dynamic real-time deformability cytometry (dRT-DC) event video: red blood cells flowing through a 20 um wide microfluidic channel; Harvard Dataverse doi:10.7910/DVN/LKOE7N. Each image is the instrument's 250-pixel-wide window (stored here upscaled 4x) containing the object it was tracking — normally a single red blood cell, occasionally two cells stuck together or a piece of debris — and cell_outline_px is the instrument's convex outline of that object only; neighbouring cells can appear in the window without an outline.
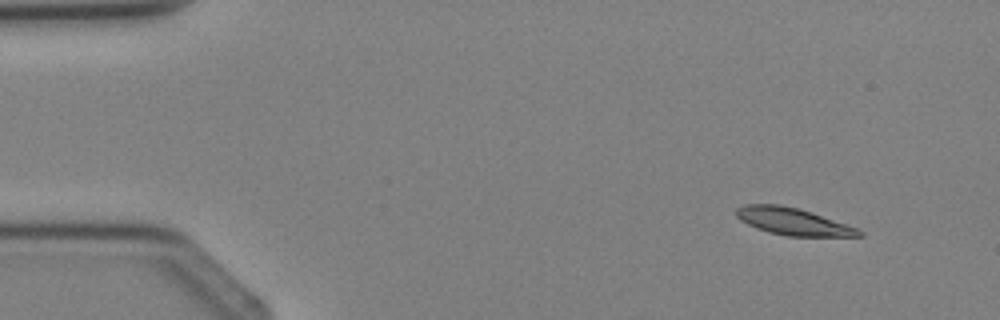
{"species": "Egyptian fruit bat (a non-hibernating species)", "species_latin": "Rousettus aegyptiacus", "temperature_condition": "cold", "stored_images_in_passage": 3, "camera_frame_rate_fps": 3000, "um_per_image_px": 0.085, "animal": {"sex": "female"}, "frame": {"image": 1, "passage_image": 1, "time_ms": 0.0, "image_size_px": [1000, 320], "cell_outline_px": [[864, 236], [788, 236], [768, 232], [756, 228], [740, 220], [736, 216], [736, 208], [744, 204], [780, 204], [800, 208], [812, 212], [856, 228], [864, 232]], "centroid_in_image_um": [67.37, 18.82], "position_along_channel_um": 17.6, "area_um2": 19.36}}
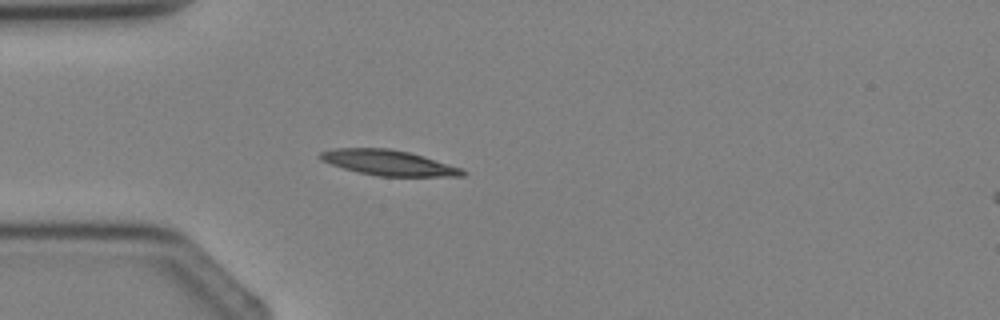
{"frame": {"image": 2, "passage_image": 3, "time_ms": 2.333, "image_size_px": [1000, 320], "cell_outline_px": [[468, 172], [464, 176], [380, 176], [360, 172], [344, 168], [320, 160], [320, 152], [336, 148], [392, 148], [424, 156], [464, 168]], "centroid_in_image_um": [33.1, 13.83], "position_along_channel_um": 51.9, "area_um2": 20.98}}